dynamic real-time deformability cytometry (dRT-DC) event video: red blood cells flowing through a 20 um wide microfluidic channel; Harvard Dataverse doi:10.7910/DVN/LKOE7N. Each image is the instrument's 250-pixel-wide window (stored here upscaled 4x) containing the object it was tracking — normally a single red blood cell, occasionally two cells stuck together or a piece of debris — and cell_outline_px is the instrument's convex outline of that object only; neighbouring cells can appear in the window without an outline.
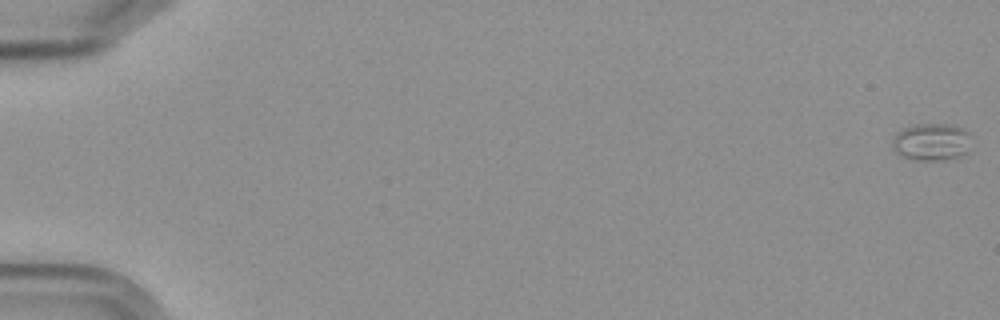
{"species": "Egyptian fruit bat (a non-hibernating species)", "species_latin": "Rousettus aegyptiacus", "temperature_condition": "cold", "stored_images_in_passage": 6, "segment_of_instrument_passage": [1, 2], "camera_frame_rate_fps": 3000, "um_per_image_px": 0.085, "frame": {"image": 1, "passage_image": 1, "time_ms": 0.0, "image_size_px": [1000, 320], "cell_outline_px": [[972, 136], [968, 152], [964, 156], [948, 160], [912, 160], [900, 156], [892, 148], [892, 140], [896, 132], [912, 124], [956, 124], [964, 128]], "centroid_in_image_um": [79.22, 12.07], "position_along_channel_um": 5.8, "area_um2": 17.92}}
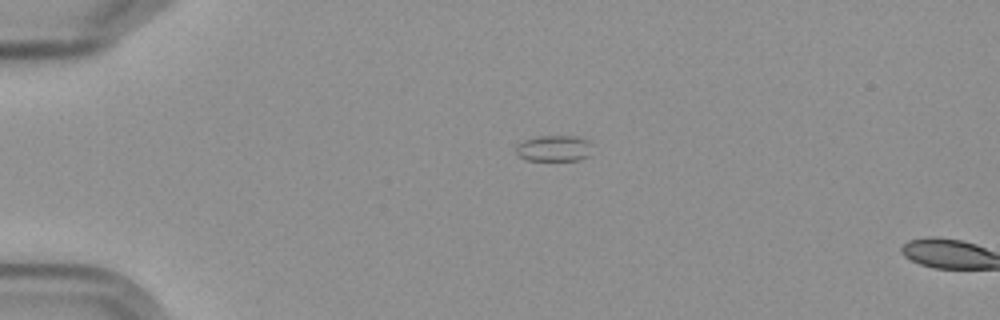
{"frame": {"image": 2, "passage_image": 5, "time_ms": 4.667, "image_size_px": [1000, 320], "cell_outline_px": [[592, 156], [580, 160], [524, 160], [516, 156], [516, 144], [524, 140], [540, 136], [572, 136], [592, 140]], "centroid_in_image_um": [47.14, 12.62], "position_along_channel_um": 37.9, "area_um2": 12.02}}